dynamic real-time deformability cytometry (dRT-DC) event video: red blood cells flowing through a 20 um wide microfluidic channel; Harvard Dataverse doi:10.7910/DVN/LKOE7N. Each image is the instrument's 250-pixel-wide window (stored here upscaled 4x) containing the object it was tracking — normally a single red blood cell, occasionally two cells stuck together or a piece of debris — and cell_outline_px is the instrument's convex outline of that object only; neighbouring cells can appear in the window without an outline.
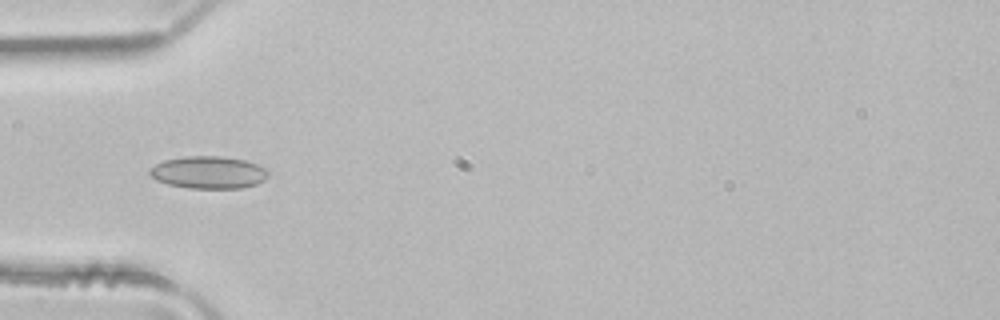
{"species": "common noctule bat (a hibernating species)", "species_latin": "Nyctalus noctula", "temperature_condition": "room temperature", "stored_images_in_passage": 4, "camera_frame_rate_fps": 3000, "um_per_image_px": 0.085, "animal": {"sex": "male", "body_mass_g": 21.5, "forearm_length_mm": 52.0}, "frame": {"image": 1, "passage_image": 4, "time_ms": 1.0, "image_size_px": [1000, 320], "cell_outline_px": [[268, 176], [264, 180], [256, 184], [240, 188], [188, 188], [168, 184], [156, 180], [148, 172], [148, 168], [164, 160], [184, 156], [220, 156], [244, 160], [256, 164], [264, 168], [268, 172]], "centroid_in_image_um": [17.69, 14.65], "position_along_channel_um": 67.3, "area_um2": 22.31}}